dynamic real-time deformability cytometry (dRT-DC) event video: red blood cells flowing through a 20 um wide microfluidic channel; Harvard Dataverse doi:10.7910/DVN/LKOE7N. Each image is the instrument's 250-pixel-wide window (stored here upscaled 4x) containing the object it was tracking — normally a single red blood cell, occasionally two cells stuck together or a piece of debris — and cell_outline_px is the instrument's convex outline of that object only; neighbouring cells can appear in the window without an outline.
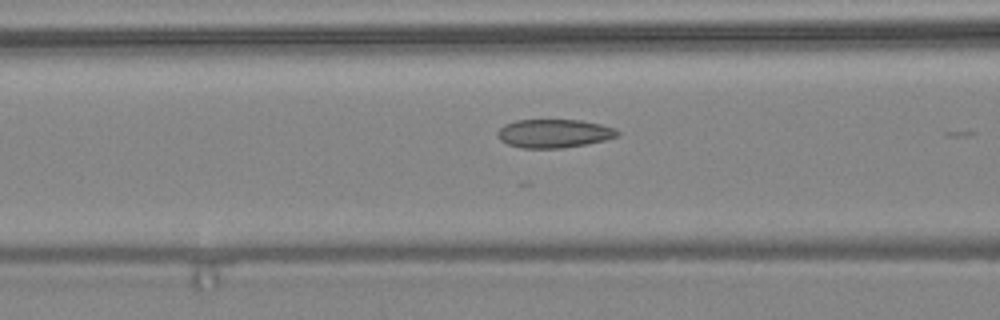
{"species": "common noctule bat (a hibernating species)", "species_latin": "Nyctalus noctula", "temperature_condition": "warm", "stored_images_in_passage": 18, "camera_frame_rate_fps": 3000, "um_per_image_px": 0.085, "animal": {"sex": "female", "body_mass_g": 24.6, "forearm_length_mm": 56.2}, "frame": {"image": 1, "passage_image": 15, "time_ms": 4.667, "image_size_px": [1000, 320], "cell_outline_px": [[620, 136], [588, 144], [564, 148], [520, 148], [508, 144], [500, 140], [496, 132], [504, 124], [516, 120], [580, 120], [600, 124], [616, 128], [620, 132]], "centroid_in_image_um": [47.1, 11.35], "position_along_channel_um": 119.5, "area_um2": 20.11}}
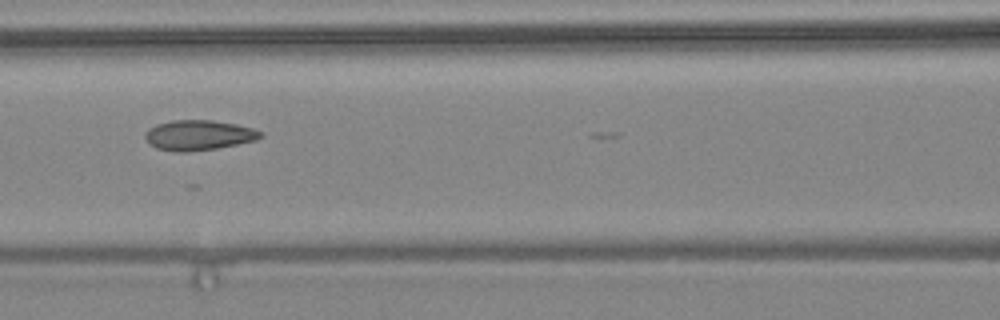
{"frame": {"image": 2, "passage_image": 17, "time_ms": 5.333, "image_size_px": [1000, 320], "cell_outline_px": [[264, 136], [256, 140], [216, 148], [188, 152], [176, 152], [156, 148], [148, 144], [144, 136], [148, 128], [156, 124], [172, 120], [212, 120], [236, 124], [252, 128], [264, 132]], "centroid_in_image_um": [16.87, 11.49], "position_along_channel_um": 149.7, "area_um2": 20.4}}